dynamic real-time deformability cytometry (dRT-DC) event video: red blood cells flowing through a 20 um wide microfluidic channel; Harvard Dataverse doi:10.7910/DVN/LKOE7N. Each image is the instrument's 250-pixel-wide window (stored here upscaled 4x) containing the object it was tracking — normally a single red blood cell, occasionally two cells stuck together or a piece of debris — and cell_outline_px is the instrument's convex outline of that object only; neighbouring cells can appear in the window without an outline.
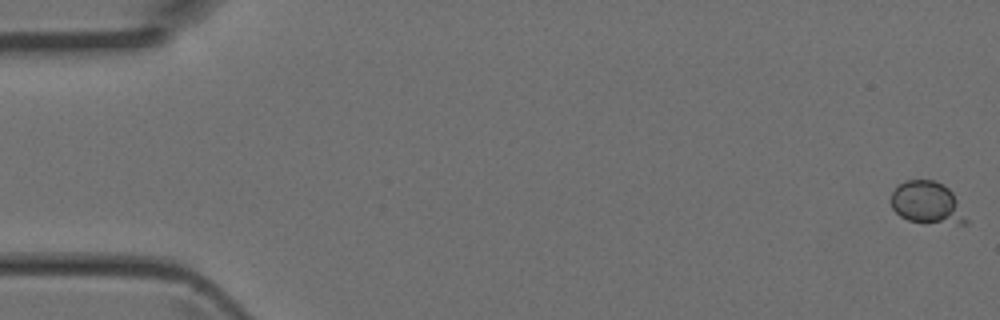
{"species": "Egyptian fruit bat (a non-hibernating species)", "species_latin": "Rousettus aegyptiacus", "temperature_condition": "room temperature", "stored_images_in_passage": 4, "camera_frame_rate_fps": 3000, "um_per_image_px": 0.085, "animal": {"sex": "female"}, "frame": {"image": 1, "passage_image": 1, "time_ms": 0.0, "image_size_px": [1000, 320], "cell_outline_px": [[968, 224], [960, 224], [908, 220], [900, 216], [892, 208], [892, 192], [904, 180], [932, 180], [948, 188], [952, 192], [968, 220]], "centroid_in_image_um": [78.81, 17.23], "position_along_channel_um": 6.2, "area_um2": 18.09}}